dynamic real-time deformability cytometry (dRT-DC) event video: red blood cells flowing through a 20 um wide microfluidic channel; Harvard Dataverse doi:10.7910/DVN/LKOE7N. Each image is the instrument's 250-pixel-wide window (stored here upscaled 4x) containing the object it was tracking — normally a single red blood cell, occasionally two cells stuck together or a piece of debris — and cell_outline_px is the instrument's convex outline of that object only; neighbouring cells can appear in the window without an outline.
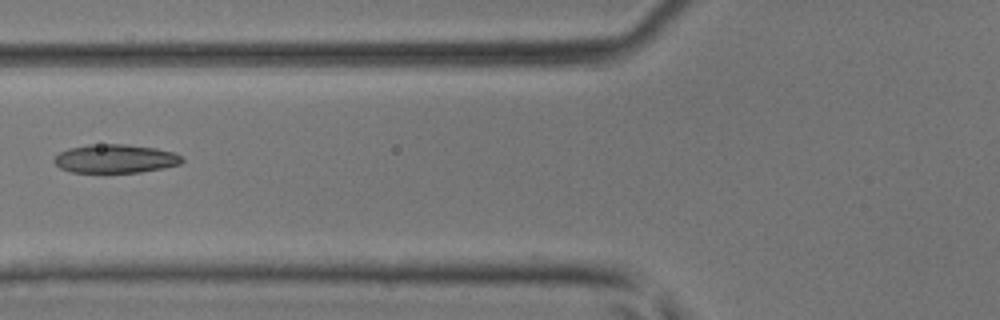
{"species": "common noctule bat (a hibernating species)", "species_latin": "Nyctalus noctula", "temperature_condition": "room temperature", "stored_images_in_passage": 31, "camera_frame_rate_fps": 3000, "um_per_image_px": 0.085, "animal": {"sex": "male", "body_mass_g": 17.9, "forearm_length_mm": 54.2}, "frame": {"image": 1, "passage_image": 3, "time_ms": 0.667, "image_size_px": [1000, 320], "cell_outline_px": [[184, 160], [180, 164], [164, 168], [140, 172], [72, 172], [60, 168], [52, 160], [60, 152], [68, 148], [88, 144], [128, 144], [156, 148], [172, 152], [180, 156]], "centroid_in_image_um": [9.79, 13.48], "position_along_channel_um": 116.0, "area_um2": 21.33}}
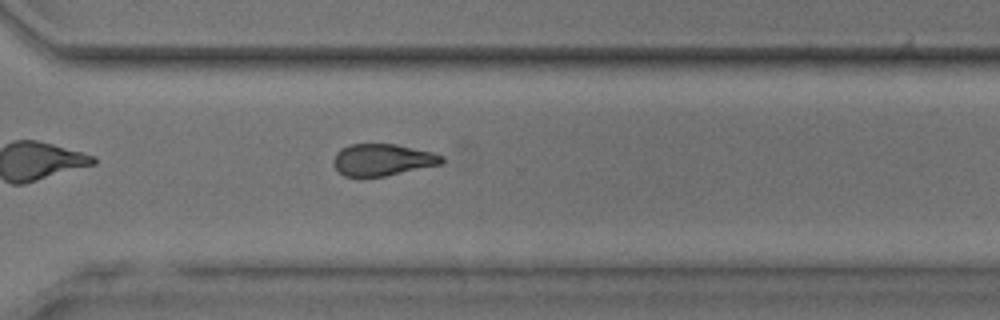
{"frame": {"image": 2, "passage_image": 18, "time_ms": 5.667, "image_size_px": [1000, 320], "cell_outline_px": [[444, 160], [440, 164], [384, 176], [364, 180], [360, 180], [344, 176], [332, 164], [332, 160], [336, 152], [340, 148], [352, 144], [396, 144], [432, 152], [444, 156]], "centroid_in_image_um": [32.43, 13.61], "position_along_channel_um": 338.2, "area_um2": 20.58}}
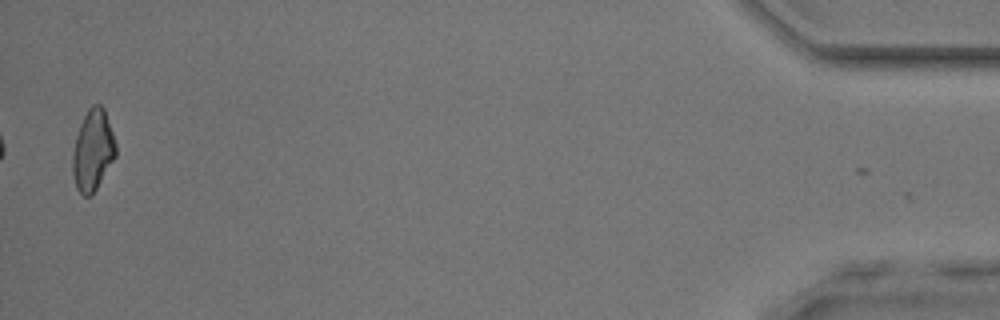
{"frame": {"image": 3, "passage_image": 30, "time_ms": 9.667, "image_size_px": [1000, 320], "cell_outline_px": [[116, 156], [92, 196], [84, 196], [76, 188], [72, 172], [72, 156], [76, 136], [80, 124], [88, 108], [92, 104], [100, 104], [104, 108], [116, 144]], "centroid_in_image_um": [7.88, 12.78], "position_along_channel_um": 427.3, "area_um2": 20.4}}